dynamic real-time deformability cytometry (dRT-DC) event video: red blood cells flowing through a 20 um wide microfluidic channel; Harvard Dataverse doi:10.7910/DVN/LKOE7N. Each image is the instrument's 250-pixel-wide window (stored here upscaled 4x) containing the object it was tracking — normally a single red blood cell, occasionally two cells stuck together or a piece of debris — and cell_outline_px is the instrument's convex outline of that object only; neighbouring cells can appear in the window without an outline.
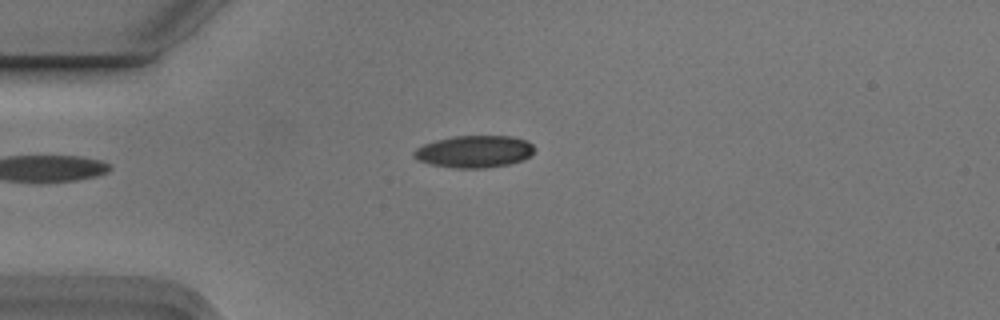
{"species": "Egyptian fruit bat (a non-hibernating species)", "species_latin": "Rousettus aegyptiacus", "temperature_condition": "cold", "stored_images_in_passage": 2, "camera_frame_rate_fps": 3000, "um_per_image_px": 0.085, "animal": {"sex": "male"}, "frame": {"image": 1, "passage_image": 2, "time_ms": 0.333, "image_size_px": [1000, 320], "cell_outline_px": [[536, 148], [528, 156], [520, 160], [508, 164], [484, 168], [452, 168], [428, 164], [416, 160], [412, 156], [412, 152], [416, 148], [424, 144], [436, 140], [452, 136], [512, 136], [528, 140]], "centroid_in_image_um": [40.26, 12.88], "position_along_channel_um": 44.7, "area_um2": 22.72}}